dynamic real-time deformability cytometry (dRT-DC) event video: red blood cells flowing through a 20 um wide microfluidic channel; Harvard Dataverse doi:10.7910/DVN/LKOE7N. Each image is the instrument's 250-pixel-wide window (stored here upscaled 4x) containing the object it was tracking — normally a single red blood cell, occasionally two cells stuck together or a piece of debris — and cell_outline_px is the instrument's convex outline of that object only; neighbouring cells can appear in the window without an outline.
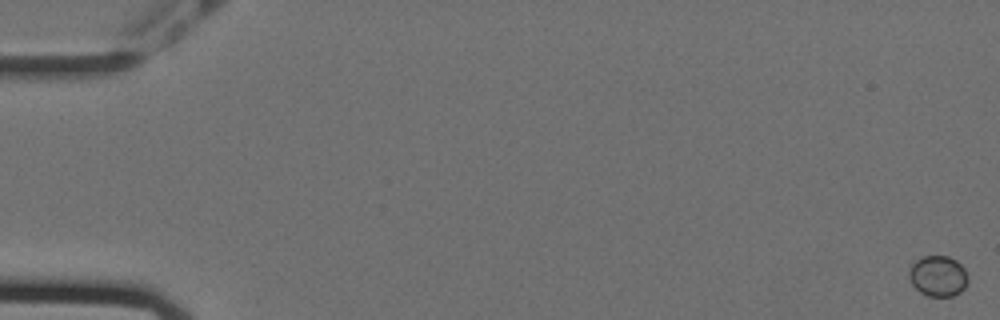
{"species": "Egyptian fruit bat (a non-hibernating species)", "species_latin": "Rousettus aegyptiacus", "temperature_condition": "cold", "stored_images_in_passage": 9, "camera_frame_rate_fps": 3000, "um_per_image_px": 0.085, "animal": {"sex": "female"}, "frame": {"image": 1, "passage_image": 1, "time_ms": 0.0, "image_size_px": [1000, 320], "cell_outline_px": [[968, 280], [964, 288], [960, 292], [952, 296], [928, 296], [920, 292], [912, 284], [908, 276], [908, 272], [912, 264], [916, 260], [924, 256], [948, 256], [956, 260], [964, 268], [968, 276]], "centroid_in_image_um": [79.73, 23.46], "position_along_channel_um": 5.3, "area_um2": 13.99}}